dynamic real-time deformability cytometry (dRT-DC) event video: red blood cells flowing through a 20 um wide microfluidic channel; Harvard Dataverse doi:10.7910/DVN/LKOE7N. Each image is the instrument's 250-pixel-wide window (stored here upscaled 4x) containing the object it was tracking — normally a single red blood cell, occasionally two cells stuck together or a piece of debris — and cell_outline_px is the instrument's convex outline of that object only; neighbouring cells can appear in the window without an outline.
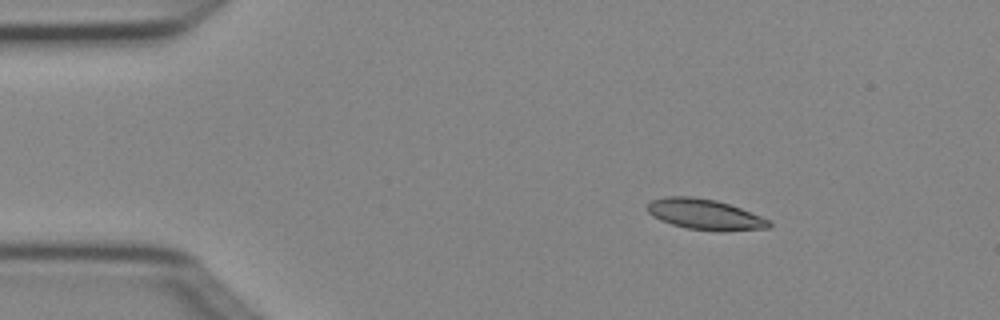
{"species": "Egyptian fruit bat (a non-hibernating species)", "species_latin": "Rousettus aegyptiacus", "temperature_condition": "cold", "stored_images_in_passage": 3, "camera_frame_rate_fps": 3000, "um_per_image_px": 0.085, "animal": {"sex": "female"}, "frame": {"image": 1, "passage_image": 1, "time_ms": 0.0, "image_size_px": [1000, 320], "cell_outline_px": [[772, 224], [768, 228], [720, 232], [716, 232], [688, 228], [672, 224], [660, 220], [652, 216], [648, 212], [648, 204], [652, 200], [664, 196], [692, 196], [716, 200], [740, 208], [760, 216], [768, 220]], "centroid_in_image_um": [59.9, 18.23], "position_along_channel_um": 25.1, "area_um2": 21.68}}
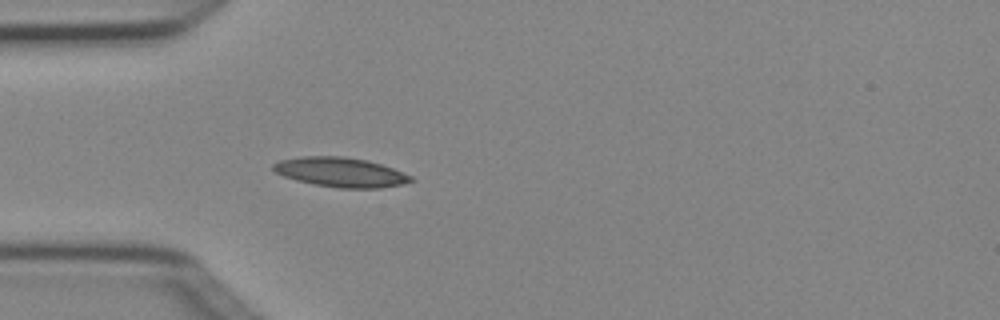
{"frame": {"image": 2, "passage_image": 3, "time_ms": 0.667, "image_size_px": [1000, 320], "cell_outline_px": [[412, 180], [400, 184], [380, 188], [340, 188], [312, 184], [296, 180], [284, 176], [276, 172], [272, 168], [272, 164], [280, 160], [300, 156], [344, 156], [368, 160], [392, 168], [412, 176]], "centroid_in_image_um": [28.91, 14.63], "position_along_channel_um": 56.1, "area_um2": 23.58}}